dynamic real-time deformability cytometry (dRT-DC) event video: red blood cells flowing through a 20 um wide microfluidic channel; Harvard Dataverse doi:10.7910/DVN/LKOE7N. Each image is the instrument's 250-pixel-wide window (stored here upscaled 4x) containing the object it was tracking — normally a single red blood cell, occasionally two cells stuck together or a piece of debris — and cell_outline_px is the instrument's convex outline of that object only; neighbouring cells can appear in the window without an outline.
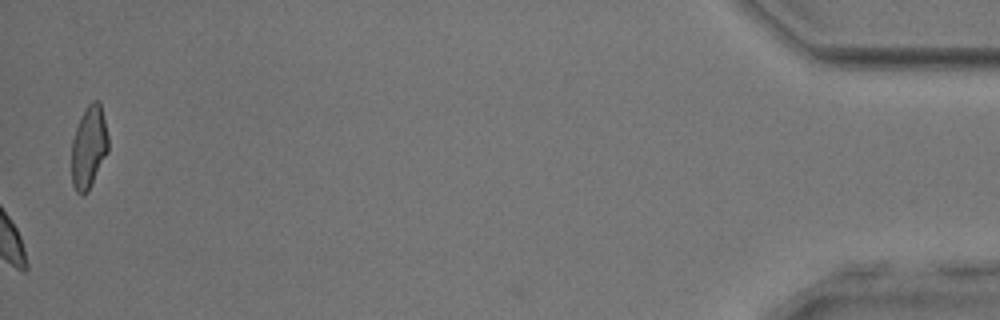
{"species": "common noctule bat (a hibernating species)", "species_latin": "Nyctalus noctula", "temperature_condition": "room temperature", "stored_images_in_passage": 54, "camera_frame_rate_fps": 3000, "um_per_image_px": 0.085, "animal": {"sex": "male", "body_mass_g": 17.9, "forearm_length_mm": 54.2}, "frame": {"image": 1, "passage_image": 54, "time_ms": 17.667, "image_size_px": [1000, 320], "cell_outline_px": [[108, 152], [88, 192], [76, 192], [72, 184], [72, 140], [80, 116], [88, 104], [92, 100], [96, 100], [100, 104], [108, 136]], "centroid_in_image_um": [7.55, 12.5], "position_along_channel_um": 427.7, "area_um2": 17.46}, "authors_computed_cell_mechanics": {"area_um2": 20.8947, "velocity_mm_per_s": 3.7582, "shape_relaxation_time_tau1_ms": 3.7396, "shape_relaxation_time_tau2_ms": 1.321, "deformation_change_tau1": 0.1051, "deformation_change_tau2": 0.0694}}